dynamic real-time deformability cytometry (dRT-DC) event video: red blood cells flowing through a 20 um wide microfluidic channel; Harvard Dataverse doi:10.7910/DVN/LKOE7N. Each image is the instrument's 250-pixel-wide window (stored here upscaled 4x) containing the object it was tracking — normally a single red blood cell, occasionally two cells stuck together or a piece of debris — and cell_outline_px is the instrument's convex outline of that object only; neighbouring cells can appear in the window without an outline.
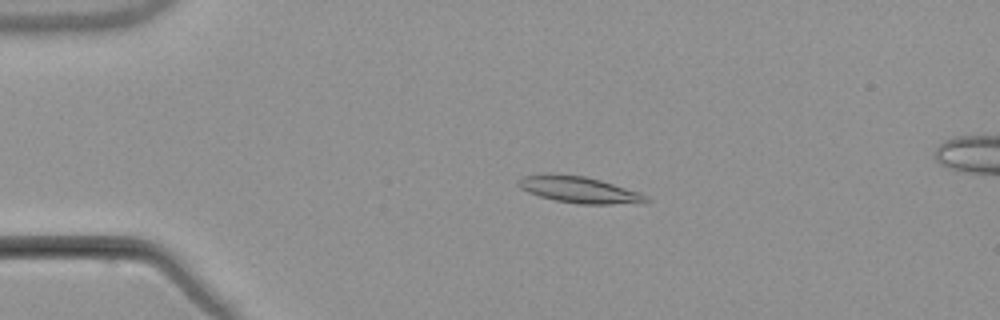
{"species": "common noctule bat (a hibernating species)", "species_latin": "Nyctalus noctula", "temperature_condition": "warm", "stored_images_in_passage": 4, "camera_frame_rate_fps": 3000, "um_per_image_px": 0.085, "animal": {"sex": "male", "body_mass_g": 21.5, "forearm_length_mm": 52.0}, "frame": {"image": 1, "passage_image": 3, "time_ms": 3.0, "image_size_px": [1000, 320], "cell_outline_px": [[652, 200], [612, 204], [576, 204], [556, 200], [540, 196], [528, 192], [520, 188], [516, 184], [516, 180], [524, 176], [552, 172], [584, 176], [600, 180], [640, 192], [648, 196]], "centroid_in_image_um": [49.15, 16.1], "position_along_channel_um": 35.9, "area_um2": 19.71}}